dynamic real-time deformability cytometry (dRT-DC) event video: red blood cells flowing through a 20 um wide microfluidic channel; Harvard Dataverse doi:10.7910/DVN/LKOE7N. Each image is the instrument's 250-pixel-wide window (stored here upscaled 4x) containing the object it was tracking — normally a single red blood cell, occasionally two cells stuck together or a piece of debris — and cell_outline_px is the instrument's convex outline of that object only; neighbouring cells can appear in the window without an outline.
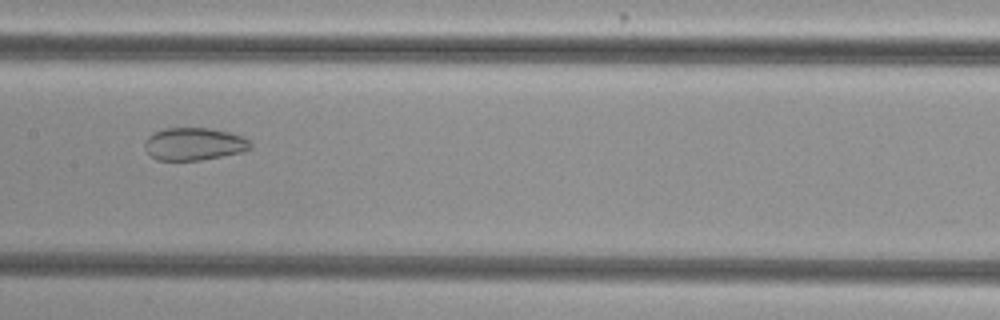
{"species": "common noctule bat (a hibernating species)", "species_latin": "Nyctalus noctula", "temperature_condition": "cold", "stored_images_in_passage": 46, "camera_frame_rate_fps": 3000, "um_per_image_px": 0.085, "animal": {"sex": "female", "body_mass_g": 29.2, "forearm_length_mm": 56.3}, "frame": {"image": 1, "passage_image": 20, "time_ms": 6.333, "image_size_px": [1000, 320], "cell_outline_px": [[252, 148], [244, 152], [200, 160], [156, 160], [148, 156], [144, 148], [144, 144], [148, 136], [164, 128], [208, 128], [228, 132], [240, 136], [248, 140], [252, 144]], "centroid_in_image_um": [16.47, 12.25], "position_along_channel_um": 190.9, "area_um2": 20.17}}
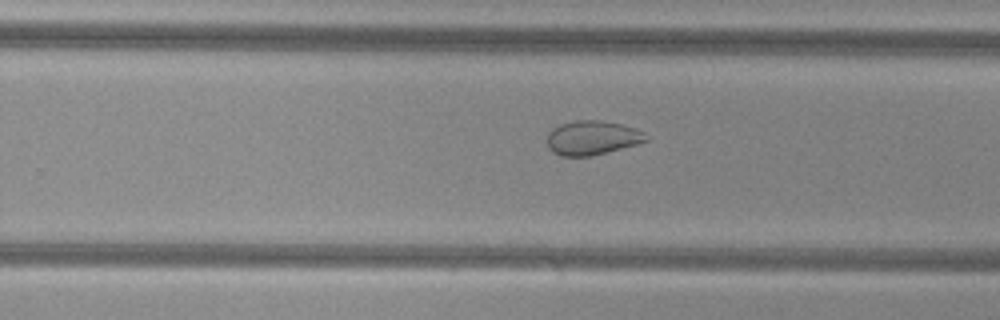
{"frame": {"image": 2, "passage_image": 27, "time_ms": 8.667, "image_size_px": [1000, 320], "cell_outline_px": [[648, 140], [640, 144], [592, 156], [560, 156], [552, 152], [548, 148], [548, 132], [552, 128], [560, 124], [572, 120], [600, 120], [620, 124], [636, 128], [644, 132], [648, 136]], "centroid_in_image_um": [50.35, 11.71], "position_along_channel_um": 279.5, "area_um2": 20.06}}
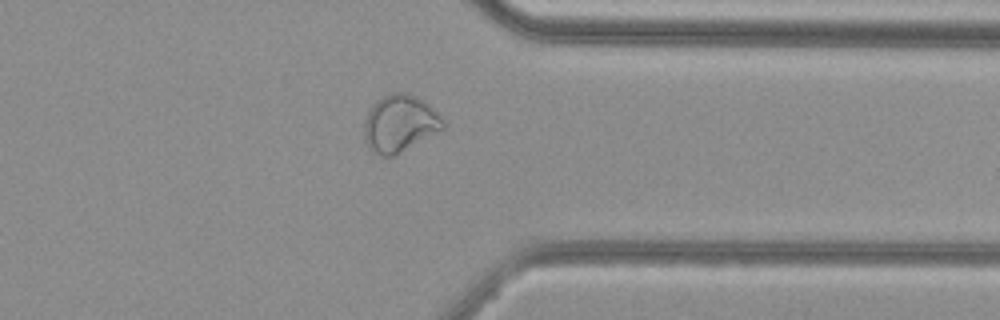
{"frame": {"image": 3, "passage_image": 35, "time_ms": 11.333, "image_size_px": [1000, 320], "cell_outline_px": [[444, 128], [396, 156], [380, 156], [372, 152], [368, 148], [364, 140], [364, 120], [372, 104], [376, 100], [392, 92], [408, 92], [416, 96], [428, 104], [444, 120]], "centroid_in_image_um": [33.94, 10.51], "position_along_channel_um": 377.5, "area_um2": 26.47}, "authors_computed_cell_mechanics": {"area_um2": 26.6458, "velocity_mm_per_s": 3.8066, "shape_relaxation_time_tau1_ms": null, "shape_relaxation_time_tau2_ms": 1.7067, "deformation_change_tau1": null, "deformation_change_tau2": 0.0638}}